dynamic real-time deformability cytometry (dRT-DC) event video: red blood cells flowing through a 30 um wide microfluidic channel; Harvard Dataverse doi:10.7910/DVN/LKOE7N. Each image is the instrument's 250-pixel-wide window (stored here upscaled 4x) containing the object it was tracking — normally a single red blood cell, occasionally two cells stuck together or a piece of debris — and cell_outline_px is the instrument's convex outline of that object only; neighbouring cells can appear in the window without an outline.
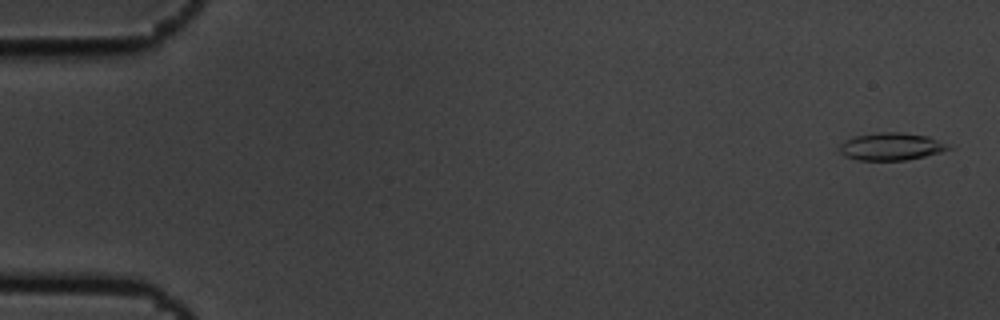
{"species": "common noctule bat (a hibernating species)", "species_latin": "Nyctalus noctula", "temperature_condition": "cold", "stored_images_in_passage": 5, "camera_frame_rate_fps": 3000, "um_per_image_px": 0.085, "animal": {"sex": "male", "body_mass_g": 19.5, "forearm_length_mm": 54.6}, "frame": {"image": 1, "passage_image": 1, "time_ms": 0.0, "image_size_px": [1000, 320], "cell_outline_px": [[952, 148], [940, 152], [908, 160], [856, 160], [844, 156], [840, 152], [840, 144], [844, 140], [852, 136], [876, 132], [900, 132], [928, 136], [948, 144]], "centroid_in_image_um": [75.71, 12.45], "position_along_channel_um": 9.3, "area_um2": 17.57}}